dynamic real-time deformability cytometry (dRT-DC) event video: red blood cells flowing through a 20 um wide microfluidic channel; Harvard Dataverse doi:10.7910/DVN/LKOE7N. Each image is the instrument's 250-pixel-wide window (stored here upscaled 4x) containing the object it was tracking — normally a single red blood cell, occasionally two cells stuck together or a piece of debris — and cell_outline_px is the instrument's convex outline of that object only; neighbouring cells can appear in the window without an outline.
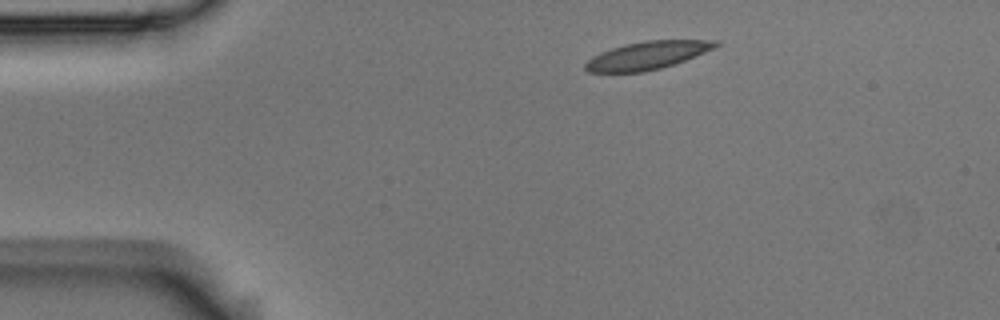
{"species": "Egyptian fruit bat (a non-hibernating species)", "species_latin": "Rousettus aegyptiacus", "temperature_condition": "room temperature", "stored_images_in_passage": 4, "camera_frame_rate_fps": 3000, "um_per_image_px": 0.085, "animal": {"sex": "male"}, "frame": {"image": 1, "passage_image": 1, "time_ms": 0.0, "image_size_px": [1000, 320], "cell_outline_px": [[720, 44], [716, 48], [684, 60], [660, 68], [644, 72], [588, 72], [584, 68], [584, 64], [592, 56], [600, 52], [624, 44], [644, 40], [720, 40]], "centroid_in_image_um": [55.02, 4.7], "position_along_channel_um": 30.0, "area_um2": 21.21}}
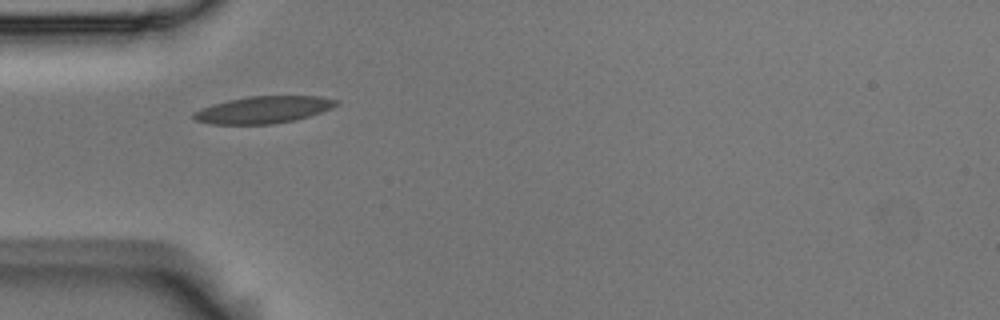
{"frame": {"image": 2, "passage_image": 3, "time_ms": 0.667, "image_size_px": [1000, 320], "cell_outline_px": [[340, 104], [332, 108], [296, 120], [272, 124], [208, 124], [196, 120], [192, 116], [192, 112], [228, 100], [248, 96], [320, 96], [340, 100]], "centroid_in_image_um": [22.43, 9.33], "position_along_channel_um": 62.6, "area_um2": 22.43}}
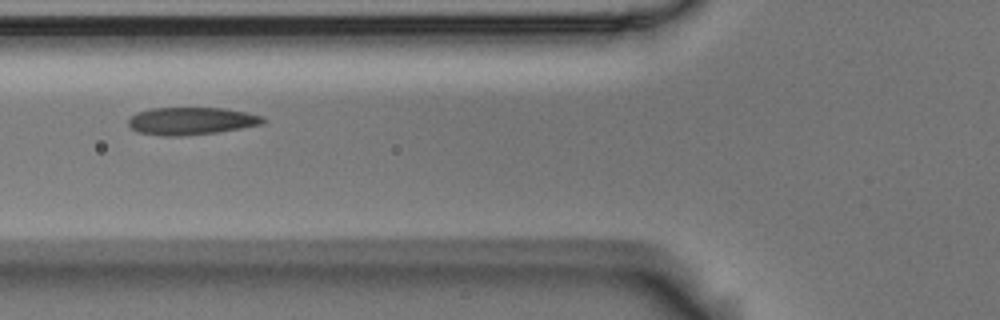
{"frame": {"image": 3, "passage_image": 4, "time_ms": 1.0, "image_size_px": [1000, 320], "cell_outline_px": [[268, 120], [264, 124], [216, 132], [180, 136], [160, 136], [136, 132], [128, 124], [128, 120], [136, 112], [152, 108], [224, 108], [248, 112], [264, 116]], "centroid_in_image_um": [16.28, 10.28], "position_along_channel_um": 109.5, "area_um2": 21.79}}